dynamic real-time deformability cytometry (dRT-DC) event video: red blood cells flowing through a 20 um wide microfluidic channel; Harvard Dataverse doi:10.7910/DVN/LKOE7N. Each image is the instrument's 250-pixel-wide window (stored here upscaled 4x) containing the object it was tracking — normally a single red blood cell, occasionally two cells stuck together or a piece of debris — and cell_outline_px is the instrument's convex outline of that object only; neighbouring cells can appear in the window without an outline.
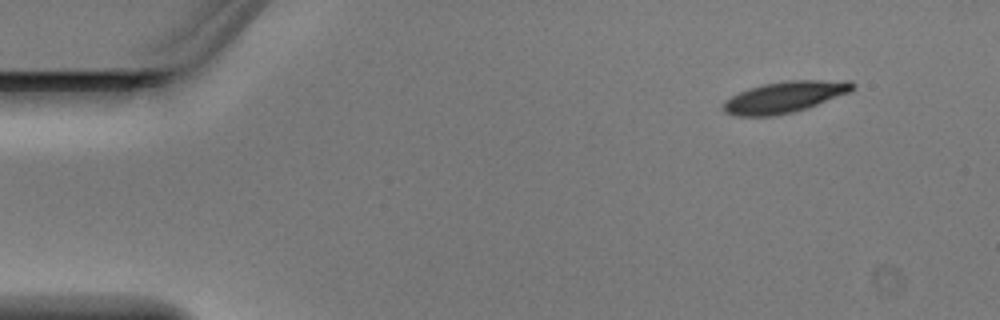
{"species": "Egyptian fruit bat (a non-hibernating species)", "species_latin": "Rousettus aegyptiacus", "temperature_condition": "warm", "stored_images_in_passage": 5, "camera_frame_rate_fps": 3000, "um_per_image_px": 0.085, "animal": {"sex": "male"}, "frame": {"image": 1, "passage_image": 1, "time_ms": 0.0, "image_size_px": [1000, 320], "cell_outline_px": [[856, 88], [848, 92], [816, 104], [792, 112], [772, 116], [736, 116], [724, 112], [720, 108], [724, 100], [748, 88], [764, 84], [792, 80], [852, 80], [856, 84]], "centroid_in_image_um": [66.66, 8.24], "position_along_channel_um": 18.3, "area_um2": 23.41}}
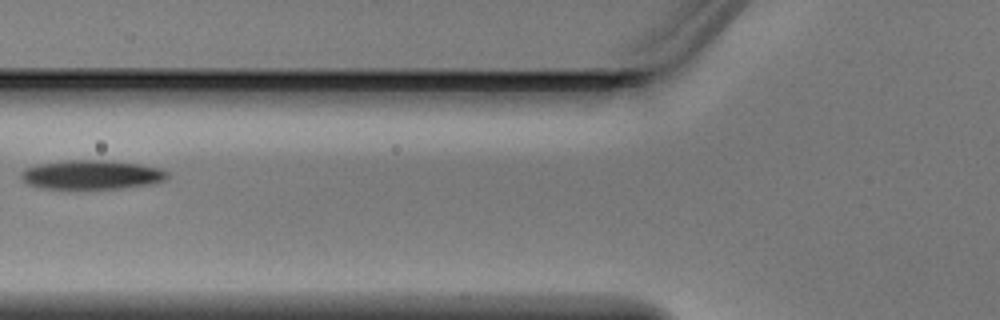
{"frame": {"image": 2, "passage_image": 5, "time_ms": 1.333, "image_size_px": [1000, 320], "cell_outline_px": [[168, 176], [164, 180], [152, 184], [124, 188], [44, 188], [28, 184], [20, 176], [20, 172], [24, 168], [36, 164], [64, 160], [104, 160], [136, 164], [160, 168], [168, 172]], "centroid_in_image_um": [7.76, 14.84], "position_along_channel_um": 118.0, "area_um2": 24.74}}